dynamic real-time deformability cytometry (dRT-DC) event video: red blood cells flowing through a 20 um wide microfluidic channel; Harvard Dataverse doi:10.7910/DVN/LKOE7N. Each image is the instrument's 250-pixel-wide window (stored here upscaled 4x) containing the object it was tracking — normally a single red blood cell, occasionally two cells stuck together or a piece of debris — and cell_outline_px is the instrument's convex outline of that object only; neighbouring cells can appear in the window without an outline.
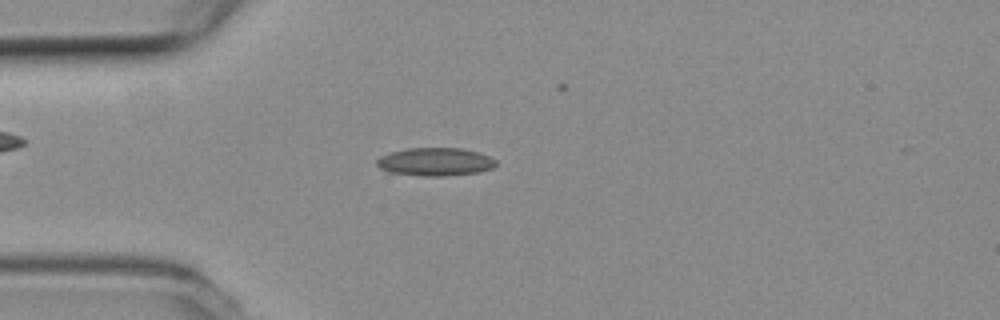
{"species": "common noctule bat (a hibernating species)", "species_latin": "Nyctalus noctula", "temperature_condition": "room temperature", "stored_images_in_passage": 32, "camera_frame_rate_fps": 3000, "um_per_image_px": 0.085, "animal": {"sex": "female", "body_mass_g": 19.3, "forearm_length_mm": 54.1}, "frame": {"image": 1, "passage_image": 3, "time_ms": 0.667, "image_size_px": [1000, 320], "cell_outline_px": [[496, 164], [492, 168], [480, 172], [444, 176], [420, 176], [388, 172], [380, 168], [376, 164], [376, 160], [380, 156], [392, 152], [408, 148], [460, 148], [476, 152], [488, 156], [496, 160]], "centroid_in_image_um": [36.97, 13.76], "position_along_channel_um": 48.0, "area_um2": 19.48}}
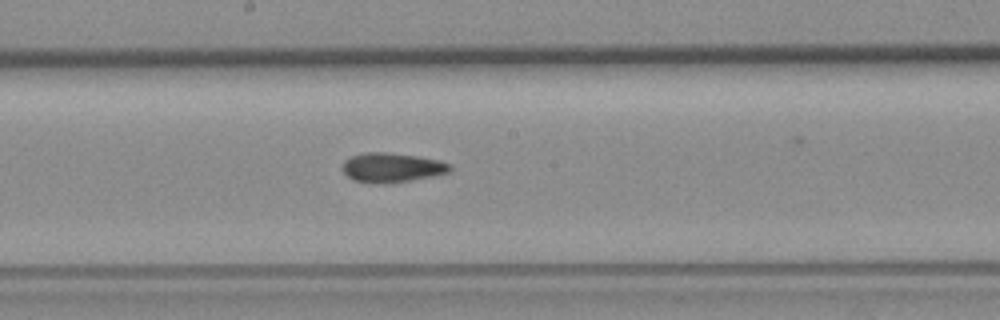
{"frame": {"image": 2, "passage_image": 17, "time_ms": 5.333, "image_size_px": [1000, 320], "cell_outline_px": [[452, 168], [448, 172], [432, 176], [412, 180], [388, 184], [380, 184], [352, 180], [344, 172], [344, 160], [352, 156], [364, 152], [384, 152], [416, 156], [440, 160], [452, 164]], "centroid_in_image_um": [33.33, 14.25], "position_along_channel_um": 214.9, "area_um2": 18.44}}
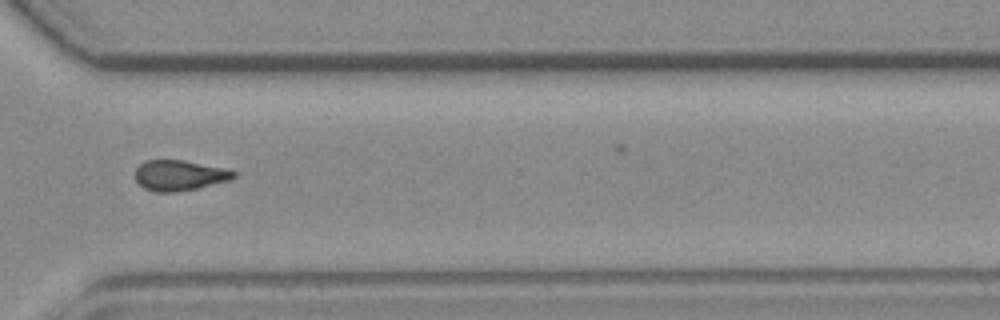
{"frame": {"image": 3, "passage_image": 28, "time_ms": 9.0, "image_size_px": [1000, 320], "cell_outline_px": [[236, 176], [232, 180], [200, 188], [176, 192], [156, 192], [144, 188], [136, 180], [136, 168], [144, 160], [184, 160], [224, 168], [236, 172]], "centroid_in_image_um": [15.28, 14.91], "position_along_channel_um": 355.3, "area_um2": 17.63}, "authors_computed_cell_mechanics": {"area_um2": 18.207, "velocity_mm_per_s": 3.8344, "shape_relaxation_time_tau1_ms": 5.1508, "shape_relaxation_time_tau2_ms": 4.8672, "deformation_change_tau1": 0.1855, "deformation_change_tau2": 0.1292}}